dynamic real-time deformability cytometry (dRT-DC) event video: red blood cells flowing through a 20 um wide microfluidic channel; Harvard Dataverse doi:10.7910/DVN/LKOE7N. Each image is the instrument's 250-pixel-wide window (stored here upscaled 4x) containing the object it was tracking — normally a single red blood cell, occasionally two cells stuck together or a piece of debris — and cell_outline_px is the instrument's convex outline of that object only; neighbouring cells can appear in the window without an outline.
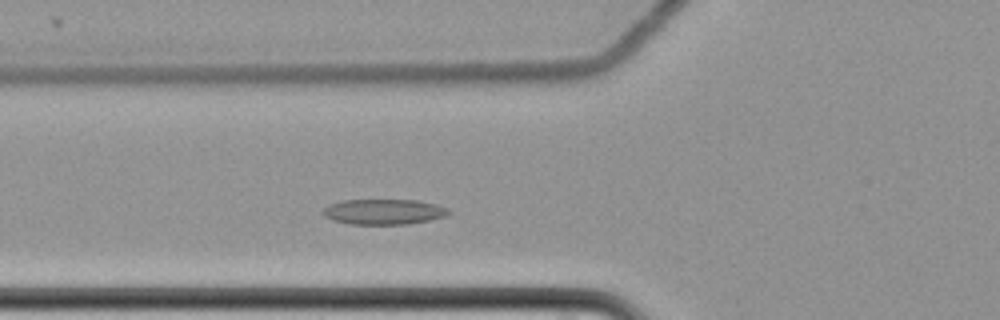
{"species": "common noctule bat (a hibernating species)", "species_latin": "Nyctalus noctula", "temperature_condition": "cold", "stored_images_in_passage": 50, "camera_frame_rate_fps": 3000, "um_per_image_px": 0.085, "animal": {"sex": "female", "body_mass_g": 22.7, "forearm_length_mm": 54.2}, "frame": {"image": 1, "passage_image": 12, "time_ms": 3.667, "image_size_px": [1000, 320], "cell_outline_px": [[452, 212], [448, 216], [408, 224], [348, 224], [332, 220], [324, 216], [320, 212], [328, 204], [344, 200], [416, 200], [436, 204], [448, 208]], "centroid_in_image_um": [32.61, 18.0], "position_along_channel_um": 93.2, "area_um2": 18.79}}
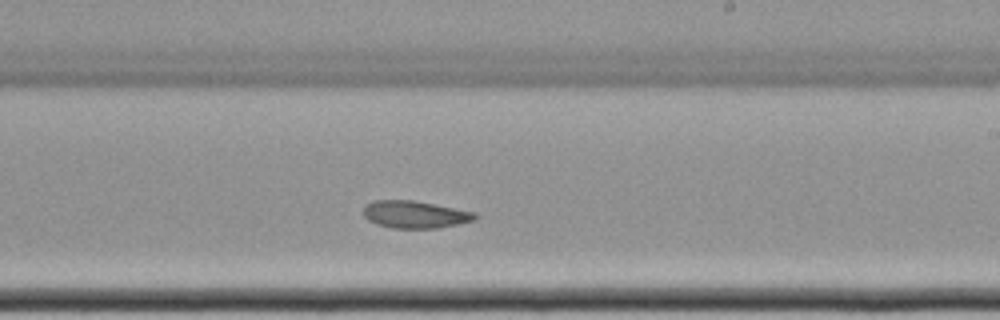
{"frame": {"image": 2, "passage_image": 26, "time_ms": 8.333, "image_size_px": [1000, 320], "cell_outline_px": [[476, 216], [472, 220], [456, 224], [436, 228], [392, 228], [376, 224], [368, 220], [364, 216], [364, 204], [372, 200], [412, 200], [476, 212]], "centroid_in_image_um": [35.2, 18.22], "position_along_channel_um": 253.8, "area_um2": 17.63}}
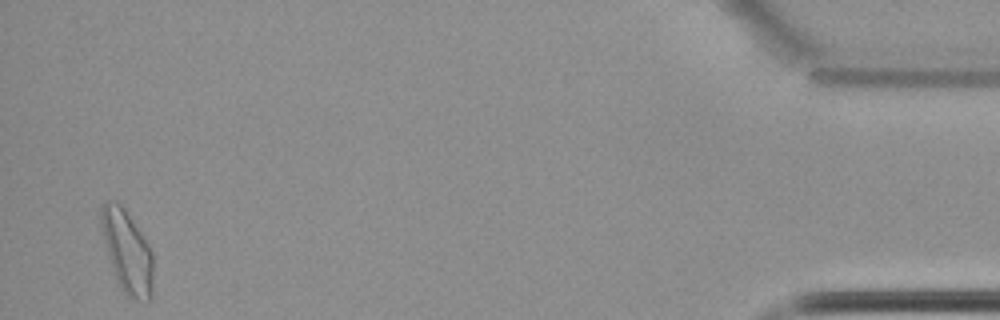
{"frame": {"image": 3, "passage_image": 48, "time_ms": 15.667, "image_size_px": [1000, 320], "cell_outline_px": [[152, 300], [144, 304], [128, 296], [120, 288], [116, 280], [100, 228], [100, 204], [108, 200], [112, 200], [120, 204], [124, 208], [148, 244], [152, 252]], "centroid_in_image_um": [10.8, 21.41], "position_along_channel_um": 424.4, "area_um2": 25.14}, "authors_computed_cell_mechanics": {"area_um2": 18.8139, "velocity_mm_per_s": 3.4503, "shape_relaxation_time_tau1_ms": 9.6718, "shape_relaxation_time_tau2_ms": 4.5224, "deformation_change_tau1": 0.142, "deformation_change_tau2": 0.0851}}